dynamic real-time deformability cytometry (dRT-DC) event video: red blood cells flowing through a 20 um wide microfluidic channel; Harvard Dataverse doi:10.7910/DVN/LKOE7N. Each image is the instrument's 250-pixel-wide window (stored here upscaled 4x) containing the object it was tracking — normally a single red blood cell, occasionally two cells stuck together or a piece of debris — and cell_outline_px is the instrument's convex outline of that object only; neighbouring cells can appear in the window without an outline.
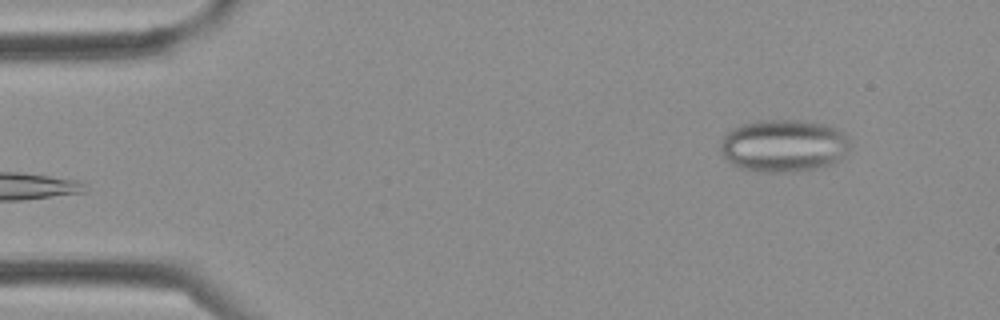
{"species": "Egyptian fruit bat (a non-hibernating species)", "species_latin": "Rousettus aegyptiacus", "temperature_condition": "cold", "stored_images_in_passage": 3, "camera_frame_rate_fps": 3000, "um_per_image_px": 0.085, "frame": {"image": 1, "passage_image": 3, "time_ms": 0.667, "image_size_px": [1000, 320], "cell_outline_px": [[848, 148], [840, 160], [832, 164], [816, 168], [792, 172], [756, 172], [740, 168], [732, 164], [724, 156], [720, 148], [720, 140], [732, 128], [740, 124], [756, 120], [804, 120], [824, 124], [836, 128], [844, 132], [848, 136]], "centroid_in_image_um": [66.59, 12.38], "position_along_channel_um": 18.4, "area_um2": 40.0}}